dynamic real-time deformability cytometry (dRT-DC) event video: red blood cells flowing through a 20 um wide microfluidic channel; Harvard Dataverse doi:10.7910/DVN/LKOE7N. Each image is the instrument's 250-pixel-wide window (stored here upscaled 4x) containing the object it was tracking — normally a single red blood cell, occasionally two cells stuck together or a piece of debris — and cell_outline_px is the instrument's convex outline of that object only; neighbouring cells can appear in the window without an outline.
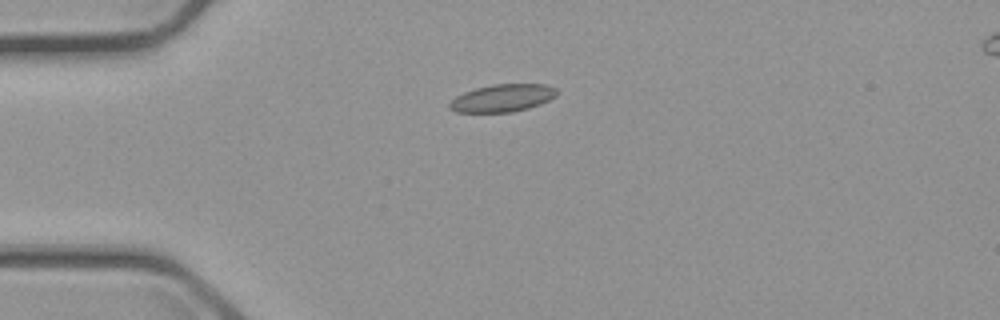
{"species": "common noctule bat (a hibernating species)", "species_latin": "Nyctalus noctula", "temperature_condition": "cold", "stored_images_in_passage": 4, "segment_of_instrument_passage": [1, 2], "camera_frame_rate_fps": 3000, "um_per_image_px": 0.085, "animal": {"sex": "male", "body_mass_g": 23.1, "forearm_length_mm": 52.7}, "frame": {"image": 1, "passage_image": 2, "time_ms": 1.333, "image_size_px": [1000, 320], "cell_outline_px": [[556, 96], [540, 104], [528, 108], [512, 112], [456, 112], [448, 108], [448, 104], [456, 96], [464, 92], [476, 88], [492, 84], [544, 84], [556, 88]], "centroid_in_image_um": [42.69, 8.33], "position_along_channel_um": 42.3, "area_um2": 17.17}}